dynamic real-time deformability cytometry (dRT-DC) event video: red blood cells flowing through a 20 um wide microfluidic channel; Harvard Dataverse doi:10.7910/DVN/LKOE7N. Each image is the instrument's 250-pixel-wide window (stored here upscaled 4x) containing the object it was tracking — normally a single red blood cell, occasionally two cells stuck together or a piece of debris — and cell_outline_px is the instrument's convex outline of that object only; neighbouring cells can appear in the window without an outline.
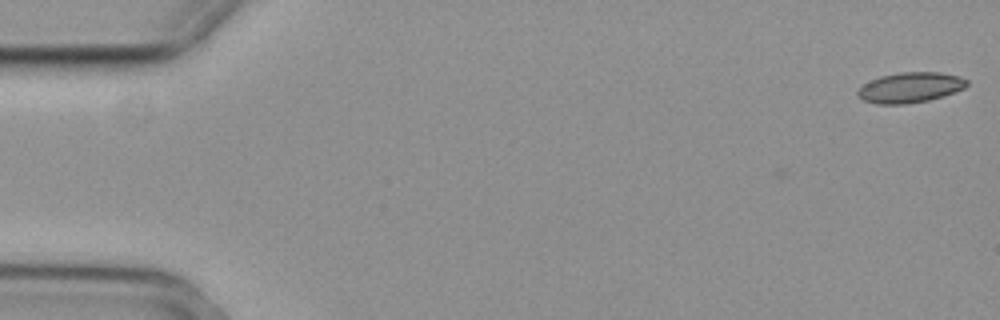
{"species": "common noctule bat (a hibernating species)", "species_latin": "Nyctalus noctula", "temperature_condition": "cold", "stored_images_in_passage": 56, "camera_frame_rate_fps": 3000, "um_per_image_px": 0.085, "animal": {"sex": "female", "body_mass_g": 29.2, "forearm_length_mm": 56.3}, "frame": {"image": 1, "passage_image": 1, "time_ms": 0.0, "image_size_px": [1000, 320], "cell_outline_px": [[968, 84], [964, 88], [928, 100], [904, 104], [876, 104], [864, 100], [856, 96], [856, 92], [864, 84], [880, 76], [900, 72], [940, 72], [960, 76], [968, 80]], "centroid_in_image_um": [77.35, 7.43], "position_along_channel_um": 7.7, "area_um2": 19.13}}
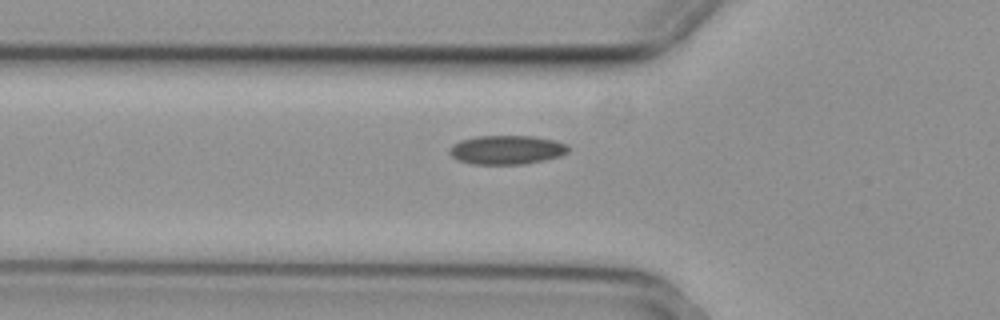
{"frame": {"image": 2, "passage_image": 19, "time_ms": 6.0, "image_size_px": [1000, 320], "cell_outline_px": [[568, 152], [560, 156], [544, 160], [524, 164], [472, 164], [456, 160], [448, 152], [448, 148], [452, 144], [460, 140], [476, 136], [532, 136], [552, 140], [568, 144]], "centroid_in_image_um": [43.02, 12.74], "position_along_channel_um": 82.8, "area_um2": 20.17}}
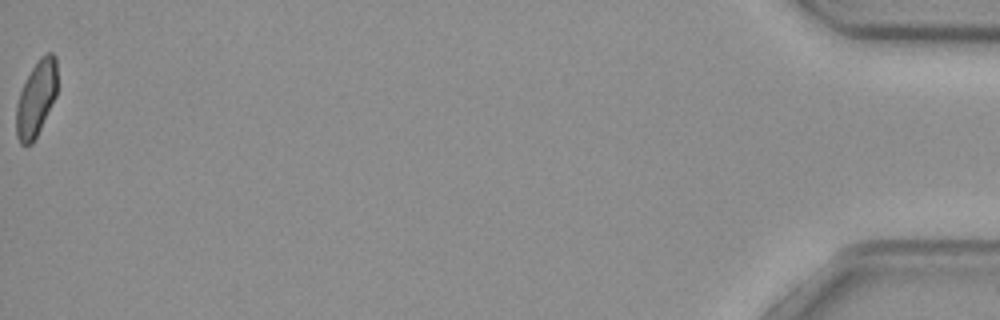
{"frame": {"image": 3, "passage_image": 56, "time_ms": 18.333, "image_size_px": [1000, 320], "cell_outline_px": [[56, 96], [32, 144], [20, 144], [16, 136], [16, 104], [20, 92], [32, 68], [40, 56], [48, 52], [52, 52], [56, 56]], "centroid_in_image_um": [3.07, 8.36], "position_along_channel_um": 432.1, "area_um2": 17.8}, "authors_computed_cell_mechanics": {"area_um2": 19.4208, "velocity_mm_per_s": 3.6945, "shape_relaxation_time_tau1_ms": 6.0226, "shape_relaxation_time_tau2_ms": null, "deformation_change_tau1": 0.0962, "deformation_change_tau2": null}}